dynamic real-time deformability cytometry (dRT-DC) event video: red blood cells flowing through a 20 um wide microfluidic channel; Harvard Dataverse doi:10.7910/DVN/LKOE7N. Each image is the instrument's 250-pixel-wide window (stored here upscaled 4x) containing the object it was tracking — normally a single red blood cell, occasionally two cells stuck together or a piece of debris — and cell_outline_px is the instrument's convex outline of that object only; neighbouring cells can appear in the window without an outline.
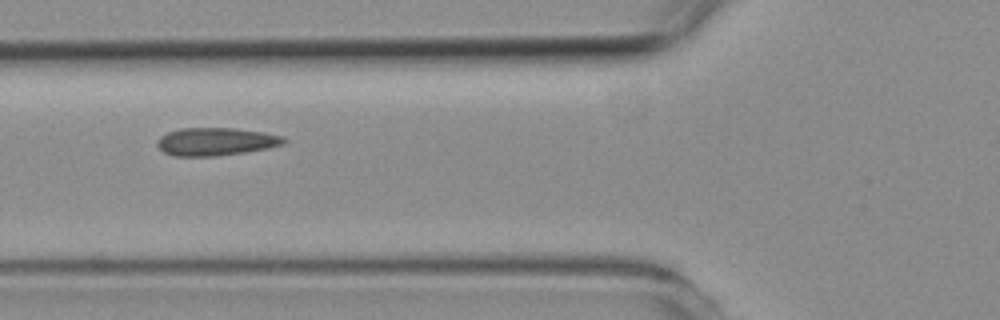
{"species": "common noctule bat (a hibernating species)", "species_latin": "Nyctalus noctula", "temperature_condition": "room temperature", "stored_images_in_passage": 3, "camera_frame_rate_fps": 3000, "um_per_image_px": 0.085, "animal": {"sex": "female", "body_mass_g": 19.3, "forearm_length_mm": 54.1}, "frame": {"image": 1, "passage_image": 2, "time_ms": 1.0, "image_size_px": [1000, 320], "cell_outline_px": [[288, 140], [284, 144], [268, 148], [244, 152], [216, 156], [172, 156], [164, 152], [156, 144], [156, 140], [160, 136], [168, 132], [180, 128], [236, 128], [264, 132], [284, 136]], "centroid_in_image_um": [18.35, 12.03], "position_along_channel_um": 107.4, "area_um2": 20.75}}
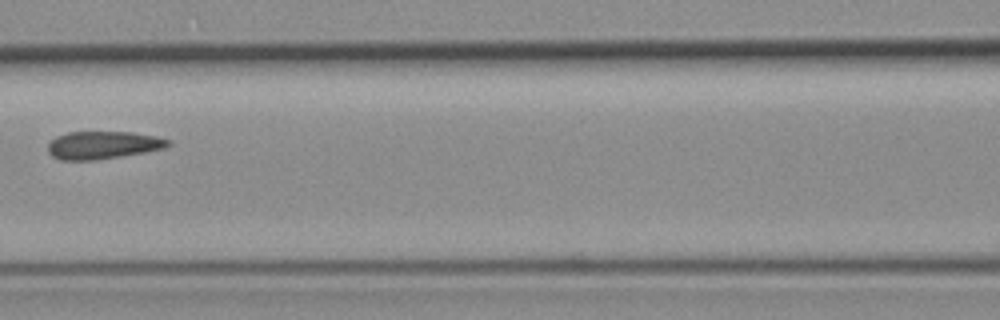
{"frame": {"image": 2, "passage_image": 3, "time_ms": 2.333, "image_size_px": [1000, 320], "cell_outline_px": [[172, 144], [164, 148], [144, 152], [96, 160], [60, 160], [52, 156], [48, 152], [48, 144], [56, 136], [68, 132], [132, 132], [156, 136], [172, 140]], "centroid_in_image_um": [8.76, 12.33], "position_along_channel_um": 157.8, "area_um2": 19.48}}